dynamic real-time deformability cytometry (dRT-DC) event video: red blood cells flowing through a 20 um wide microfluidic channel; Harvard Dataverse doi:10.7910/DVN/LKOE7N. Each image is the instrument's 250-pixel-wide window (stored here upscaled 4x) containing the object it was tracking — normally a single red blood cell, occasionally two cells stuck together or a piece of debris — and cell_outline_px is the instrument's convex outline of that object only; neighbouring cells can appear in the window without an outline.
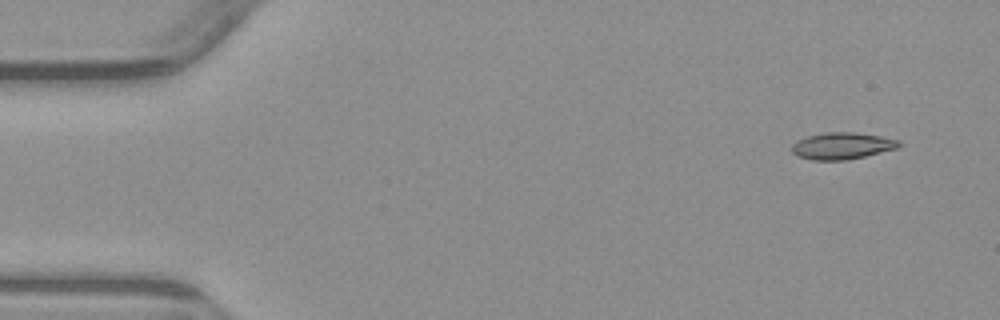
{"species": "common noctule bat (a hibernating species)", "species_latin": "Nyctalus noctula", "temperature_condition": "warm", "stored_images_in_passage": 6, "segment_of_instrument_passage": [2, 2], "camera_frame_rate_fps": 3000, "um_per_image_px": 0.085, "animal": {"sex": "male", "body_mass_g": 23.1, "forearm_length_mm": 52.7}, "frame": {"image": 1, "passage_image": 6, "time_ms": 6.0, "image_size_px": [1000, 320], "cell_outline_px": [[900, 144], [896, 148], [848, 160], [812, 160], [800, 156], [792, 152], [792, 144], [796, 140], [808, 136], [824, 132], [856, 132], [880, 136], [900, 140]], "centroid_in_image_um": [71.55, 12.39], "position_along_channel_um": 13.4, "area_um2": 16.59}}